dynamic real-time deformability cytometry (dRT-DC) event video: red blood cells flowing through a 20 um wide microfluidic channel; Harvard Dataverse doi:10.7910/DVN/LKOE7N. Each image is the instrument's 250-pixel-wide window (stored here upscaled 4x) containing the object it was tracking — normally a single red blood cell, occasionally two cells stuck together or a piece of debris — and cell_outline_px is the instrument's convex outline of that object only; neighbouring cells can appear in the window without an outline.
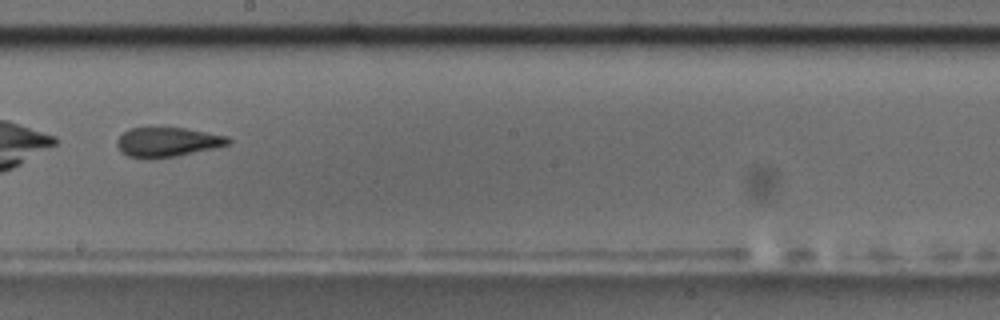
{"species": "common noctule bat (a hibernating species)", "species_latin": "Nyctalus noctula", "temperature_condition": "room temperature", "stored_images_in_passage": 15, "camera_frame_rate_fps": 3000, "um_per_image_px": 0.085, "animal": {"sex": "male", "body_mass_g": 17.5, "forearm_length_mm": 52.3}, "frame": {"image": 1, "passage_image": 9, "time_ms": 10.333, "image_size_px": [1000, 320], "cell_outline_px": [[232, 140], [228, 144], [212, 148], [176, 156], [128, 156], [120, 152], [116, 144], [116, 140], [128, 128], [184, 128], [228, 136]], "centroid_in_image_um": [14.22, 12.04], "position_along_channel_um": 234.0, "area_um2": 18.44}, "authors_computed_cell_mechanics": {"area_um2": 21.3282, "velocity_mm_per_s": 3.6428, "shape_relaxation_time_tau1_ms": null, "shape_relaxation_time_tau2_ms": 2.153, "deformation_change_tau1": null, "deformation_change_tau2": 0.0753}}